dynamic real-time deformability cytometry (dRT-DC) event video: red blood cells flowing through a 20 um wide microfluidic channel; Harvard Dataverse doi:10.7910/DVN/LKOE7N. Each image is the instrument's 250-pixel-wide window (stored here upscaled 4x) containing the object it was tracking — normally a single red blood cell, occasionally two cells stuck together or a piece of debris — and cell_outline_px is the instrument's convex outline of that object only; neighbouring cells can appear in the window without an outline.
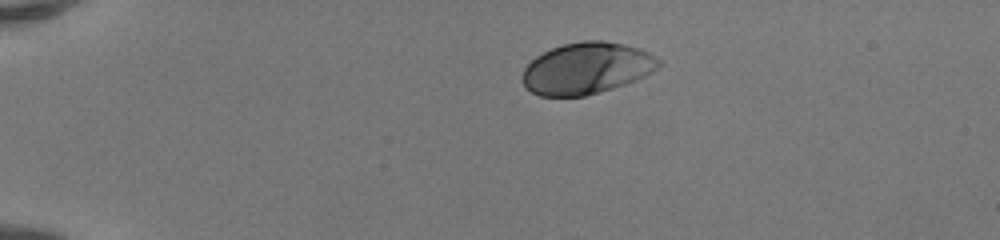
{"species": "human", "species_latin": "Homo sapiens", "temperature_condition": "room temperature", "stored_images_in_passage": 40, "camera_frame_rate_fps": 3000, "um_per_image_px": 0.085, "donor": {"sex": "female"}, "frame": {"image": 1, "passage_image": 1, "time_ms": 0.0, "image_size_px": [1000, 240], "cell_outline_px": [[660, 68], [636, 80], [600, 92], [584, 96], [540, 96], [524, 88], [520, 80], [524, 68], [536, 56], [552, 48], [564, 44], [580, 40], [604, 40], [624, 44], [648, 52], [656, 56], [660, 60]], "centroid_in_image_um": [49.84, 5.8], "position_along_channel_um": 35.2, "area_um2": 41.15}}
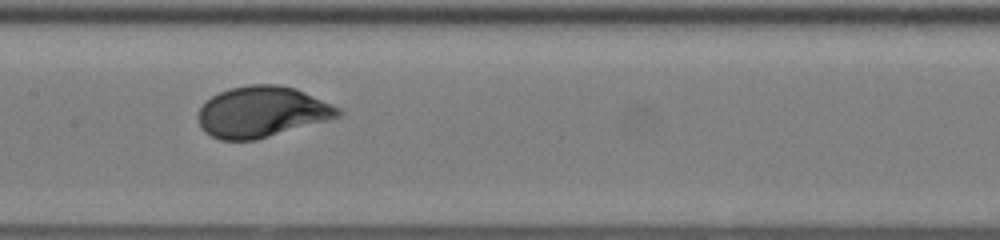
{"frame": {"image": 2, "passage_image": 17, "time_ms": 5.333, "image_size_px": [1000, 240], "cell_outline_px": [[344, 112], [340, 116], [328, 120], [256, 140], [220, 140], [204, 132], [200, 128], [196, 116], [200, 108], [212, 96], [228, 88], [252, 84], [280, 84], [296, 88], [340, 108]], "centroid_in_image_um": [22.25, 9.51], "position_along_channel_um": 185.2, "area_um2": 41.67}}
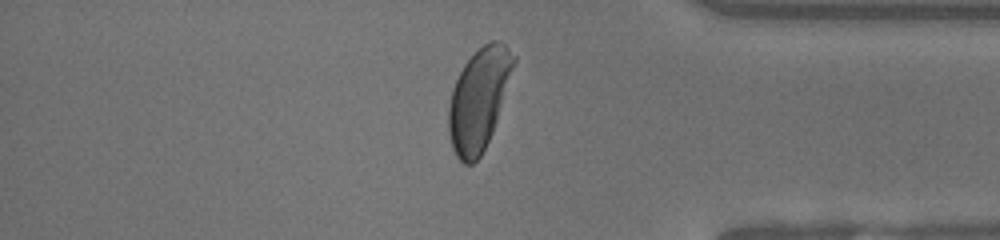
{"frame": {"image": 3, "passage_image": 33, "time_ms": 10.667, "image_size_px": [1000, 240], "cell_outline_px": [[516, 60], [492, 132], [480, 156], [472, 164], [464, 164], [456, 156], [452, 148], [448, 132], [448, 108], [452, 88], [464, 64], [484, 44], [492, 40], [500, 40], [516, 56]], "centroid_in_image_um": [40.68, 8.44], "position_along_channel_um": 394.5, "area_um2": 38.03}, "authors_computed_cell_mechanics": {"area_um2": 41.038, "velocity_mm_per_s": 4.1575, "shape_relaxation_time_tau1_ms": 2.1597, "shape_relaxation_time_tau2_ms": null, "deformation_change_tau1": 0.1467, "deformation_change_tau2": null}}